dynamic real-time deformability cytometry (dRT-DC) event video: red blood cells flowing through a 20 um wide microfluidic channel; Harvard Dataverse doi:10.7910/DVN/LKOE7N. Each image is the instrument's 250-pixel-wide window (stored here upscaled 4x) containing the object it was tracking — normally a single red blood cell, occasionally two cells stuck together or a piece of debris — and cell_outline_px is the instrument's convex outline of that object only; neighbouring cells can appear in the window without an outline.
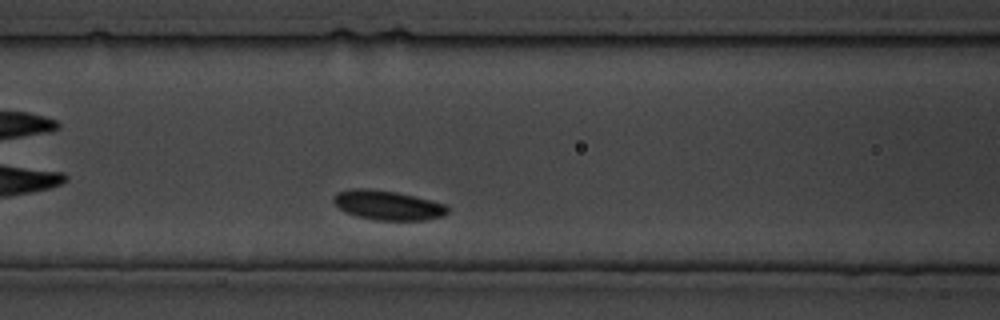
{"species": "common noctule bat (a hibernating species)", "species_latin": "Nyctalus noctula", "temperature_condition": "cold", "stored_images_in_passage": 24, "camera_frame_rate_fps": 3000, "um_per_image_px": 0.085, "animal": {"sex": "male", "body_mass_g": 19.5, "forearm_length_mm": 54.6}, "frame": {"image": 1, "passage_image": 6, "time_ms": 6.0, "image_size_px": [1000, 320], "cell_outline_px": [[448, 212], [444, 216], [428, 220], [376, 220], [360, 216], [348, 212], [340, 208], [332, 200], [332, 196], [336, 192], [352, 188], [368, 188], [396, 192], [444, 204], [448, 208]], "centroid_in_image_um": [32.94, 17.44], "position_along_channel_um": 133.7, "area_um2": 19.36}}
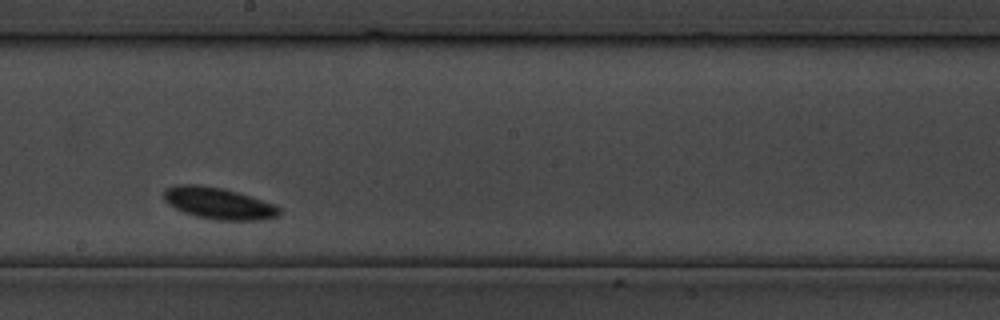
{"frame": {"image": 2, "passage_image": 11, "time_ms": 12.667, "image_size_px": [1000, 320], "cell_outline_px": [[280, 216], [264, 220], [216, 220], [196, 216], [184, 212], [168, 204], [164, 200], [164, 188], [176, 184], [196, 184], [220, 188], [252, 196], [276, 204], [280, 208]], "centroid_in_image_um": [18.6, 17.28], "position_along_channel_um": 229.6, "area_um2": 21.44}}
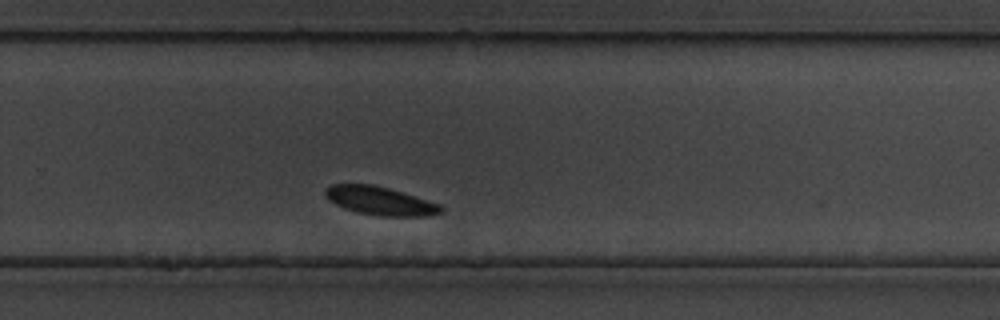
{"frame": {"image": 3, "passage_image": 15, "time_ms": 17.333, "image_size_px": [1000, 320], "cell_outline_px": [[444, 212], [424, 216], [380, 216], [356, 212], [344, 208], [328, 200], [324, 196], [324, 188], [332, 184], [372, 184], [388, 188], [440, 204], [444, 208]], "centroid_in_image_um": [32.27, 17.07], "position_along_channel_um": 297.5, "area_um2": 19.19}}